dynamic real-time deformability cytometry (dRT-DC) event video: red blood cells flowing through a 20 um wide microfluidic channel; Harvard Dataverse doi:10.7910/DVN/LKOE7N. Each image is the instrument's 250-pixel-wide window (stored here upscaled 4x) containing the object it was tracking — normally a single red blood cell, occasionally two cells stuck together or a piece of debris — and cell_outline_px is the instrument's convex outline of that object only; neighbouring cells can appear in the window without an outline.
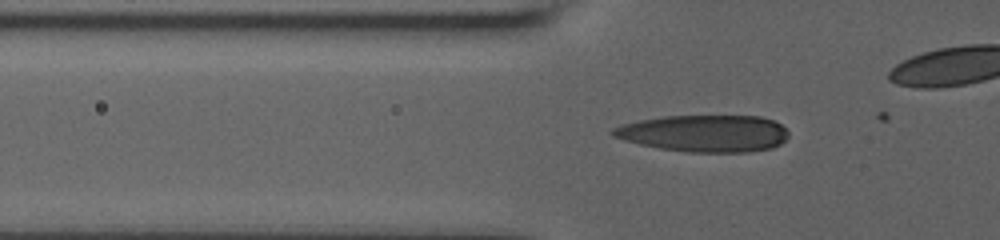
{"species": "human", "species_latin": "Homo sapiens", "temperature_condition": "room temperature", "stored_images_in_passage": 52, "camera_frame_rate_fps": 3000, "um_per_image_px": 0.085, "donor": {"sex": "male"}, "frame": {"image": 1, "passage_image": 23, "time_ms": 7.333, "image_size_px": [1000, 240], "cell_outline_px": [[788, 136], [780, 144], [772, 148], [748, 152], [688, 152], [660, 148], [640, 144], [624, 140], [612, 136], [608, 132], [612, 128], [620, 124], [640, 120], [664, 116], [760, 116], [772, 120], [780, 124], [788, 132]], "centroid_in_image_um": [59.84, 11.33], "position_along_channel_um": 66.0, "area_um2": 37.86}}
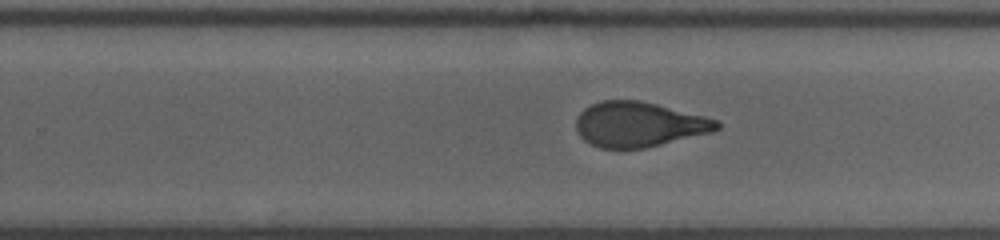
{"frame": {"image": 2, "passage_image": 40, "time_ms": 13.0, "image_size_px": [1000, 240], "cell_outline_px": [[720, 128], [712, 132], [644, 148], [600, 148], [584, 140], [580, 136], [576, 128], [576, 116], [584, 108], [600, 100], [640, 100], [720, 120]], "centroid_in_image_um": [54.29, 10.56], "position_along_channel_um": 275.5, "area_um2": 36.82}}
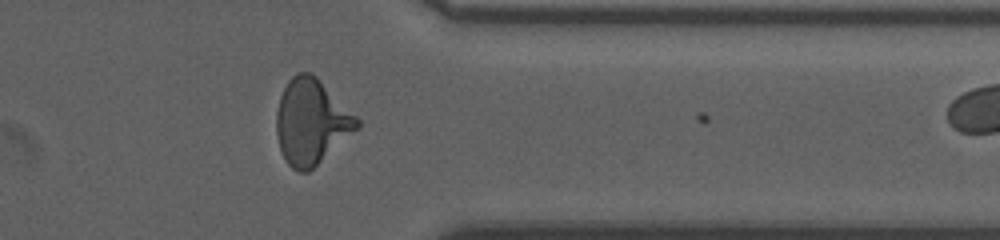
{"frame": {"image": 3, "passage_image": 49, "time_ms": 16.0, "image_size_px": [1000, 240], "cell_outline_px": [[360, 128], [308, 172], [296, 172], [284, 160], [280, 148], [276, 132], [276, 112], [280, 96], [288, 80], [296, 72], [312, 72], [360, 120]], "centroid_in_image_um": [26.45, 10.36], "position_along_channel_um": 384.9, "area_um2": 40.06}}